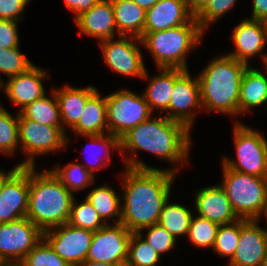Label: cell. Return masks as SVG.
Segmentation results:
<instances>
[{"mask_svg":"<svg viewBox=\"0 0 267 266\" xmlns=\"http://www.w3.org/2000/svg\"><path fill=\"white\" fill-rule=\"evenodd\" d=\"M179 169L175 166L162 170L126 167L121 179L124 203L120 223L132 233L158 223Z\"/></svg>","mask_w":267,"mask_h":266,"instance_id":"obj_1","label":"cell"},{"mask_svg":"<svg viewBox=\"0 0 267 266\" xmlns=\"http://www.w3.org/2000/svg\"><path fill=\"white\" fill-rule=\"evenodd\" d=\"M190 130L182 123L170 120L165 115L147 119L128 130L119 138V152L124 153L123 161L128 168L155 169L136 156L137 150L151 152L160 159L171 163H188L191 148ZM131 151V157L125 152Z\"/></svg>","mask_w":267,"mask_h":266,"instance_id":"obj_2","label":"cell"},{"mask_svg":"<svg viewBox=\"0 0 267 266\" xmlns=\"http://www.w3.org/2000/svg\"><path fill=\"white\" fill-rule=\"evenodd\" d=\"M208 63L197 76L200 84V109L239 115L240 85L249 65L228 55L216 56Z\"/></svg>","mask_w":267,"mask_h":266,"instance_id":"obj_3","label":"cell"},{"mask_svg":"<svg viewBox=\"0 0 267 266\" xmlns=\"http://www.w3.org/2000/svg\"><path fill=\"white\" fill-rule=\"evenodd\" d=\"M72 194L52 173L29 167V200L26 217L42 232L68 222Z\"/></svg>","mask_w":267,"mask_h":266,"instance_id":"obj_4","label":"cell"},{"mask_svg":"<svg viewBox=\"0 0 267 266\" xmlns=\"http://www.w3.org/2000/svg\"><path fill=\"white\" fill-rule=\"evenodd\" d=\"M203 31L195 16L185 25L167 30L143 32L141 44L147 48L161 69L188 70L186 57L198 47Z\"/></svg>","mask_w":267,"mask_h":266,"instance_id":"obj_5","label":"cell"},{"mask_svg":"<svg viewBox=\"0 0 267 266\" xmlns=\"http://www.w3.org/2000/svg\"><path fill=\"white\" fill-rule=\"evenodd\" d=\"M220 184L240 219H258L267 206V178L233 171L224 165Z\"/></svg>","mask_w":267,"mask_h":266,"instance_id":"obj_6","label":"cell"},{"mask_svg":"<svg viewBox=\"0 0 267 266\" xmlns=\"http://www.w3.org/2000/svg\"><path fill=\"white\" fill-rule=\"evenodd\" d=\"M234 145L236 158H223V165L233 171L267 178V140L259 131L235 123Z\"/></svg>","mask_w":267,"mask_h":266,"instance_id":"obj_7","label":"cell"},{"mask_svg":"<svg viewBox=\"0 0 267 266\" xmlns=\"http://www.w3.org/2000/svg\"><path fill=\"white\" fill-rule=\"evenodd\" d=\"M108 133L120 138L150 118L152 111L143 95L121 89L105 96Z\"/></svg>","mask_w":267,"mask_h":266,"instance_id":"obj_8","label":"cell"},{"mask_svg":"<svg viewBox=\"0 0 267 266\" xmlns=\"http://www.w3.org/2000/svg\"><path fill=\"white\" fill-rule=\"evenodd\" d=\"M66 132L63 127L42 125L26 119L19 112L18 133L19 145L21 144L19 147L28 156L18 165L20 167H34V159L37 155L48 154L65 148L69 142Z\"/></svg>","mask_w":267,"mask_h":266,"instance_id":"obj_9","label":"cell"},{"mask_svg":"<svg viewBox=\"0 0 267 266\" xmlns=\"http://www.w3.org/2000/svg\"><path fill=\"white\" fill-rule=\"evenodd\" d=\"M43 239V232L27 217L0 223V263L19 264Z\"/></svg>","mask_w":267,"mask_h":266,"instance_id":"obj_10","label":"cell"},{"mask_svg":"<svg viewBox=\"0 0 267 266\" xmlns=\"http://www.w3.org/2000/svg\"><path fill=\"white\" fill-rule=\"evenodd\" d=\"M113 39L110 38L99 42L104 62L109 68L127 77L136 76L142 79H149L141 50L137 44L142 43L141 39L123 35L118 36L116 41Z\"/></svg>","mask_w":267,"mask_h":266,"instance_id":"obj_11","label":"cell"},{"mask_svg":"<svg viewBox=\"0 0 267 266\" xmlns=\"http://www.w3.org/2000/svg\"><path fill=\"white\" fill-rule=\"evenodd\" d=\"M198 107H201L198 77L192 79L188 70L174 69V88L165 111L166 117L182 123L191 131L195 114L198 113L194 110Z\"/></svg>","mask_w":267,"mask_h":266,"instance_id":"obj_12","label":"cell"},{"mask_svg":"<svg viewBox=\"0 0 267 266\" xmlns=\"http://www.w3.org/2000/svg\"><path fill=\"white\" fill-rule=\"evenodd\" d=\"M94 232L88 229L62 224L43 232V238L70 266L86 261Z\"/></svg>","mask_w":267,"mask_h":266,"instance_id":"obj_13","label":"cell"},{"mask_svg":"<svg viewBox=\"0 0 267 266\" xmlns=\"http://www.w3.org/2000/svg\"><path fill=\"white\" fill-rule=\"evenodd\" d=\"M131 234L121 223L105 224L94 232L86 261L114 264L127 259Z\"/></svg>","mask_w":267,"mask_h":266,"instance_id":"obj_14","label":"cell"},{"mask_svg":"<svg viewBox=\"0 0 267 266\" xmlns=\"http://www.w3.org/2000/svg\"><path fill=\"white\" fill-rule=\"evenodd\" d=\"M29 200V167H19L0 191V223L26 217Z\"/></svg>","mask_w":267,"mask_h":266,"instance_id":"obj_15","label":"cell"},{"mask_svg":"<svg viewBox=\"0 0 267 266\" xmlns=\"http://www.w3.org/2000/svg\"><path fill=\"white\" fill-rule=\"evenodd\" d=\"M258 219H240V238L229 266H262L267 250V230Z\"/></svg>","mask_w":267,"mask_h":266,"instance_id":"obj_16","label":"cell"},{"mask_svg":"<svg viewBox=\"0 0 267 266\" xmlns=\"http://www.w3.org/2000/svg\"><path fill=\"white\" fill-rule=\"evenodd\" d=\"M232 40L236 49L226 55L249 65V58L262 53L260 55L262 61L265 66L267 65V54H263V49L267 44L263 21L243 19L233 29Z\"/></svg>","mask_w":267,"mask_h":266,"instance_id":"obj_17","label":"cell"},{"mask_svg":"<svg viewBox=\"0 0 267 266\" xmlns=\"http://www.w3.org/2000/svg\"><path fill=\"white\" fill-rule=\"evenodd\" d=\"M49 77L45 70L34 65L25 73L10 77L7 82H2L1 90L6 93L11 103L20 106L22 110L28 104L46 95L42 82Z\"/></svg>","mask_w":267,"mask_h":266,"instance_id":"obj_18","label":"cell"},{"mask_svg":"<svg viewBox=\"0 0 267 266\" xmlns=\"http://www.w3.org/2000/svg\"><path fill=\"white\" fill-rule=\"evenodd\" d=\"M74 19L80 35L95 37L99 42L114 38L117 31L111 0H98L93 7Z\"/></svg>","mask_w":267,"mask_h":266,"instance_id":"obj_19","label":"cell"},{"mask_svg":"<svg viewBox=\"0 0 267 266\" xmlns=\"http://www.w3.org/2000/svg\"><path fill=\"white\" fill-rule=\"evenodd\" d=\"M194 205L198 216L219 225L231 224L240 219L232 208L220 183L198 190Z\"/></svg>","mask_w":267,"mask_h":266,"instance_id":"obj_20","label":"cell"},{"mask_svg":"<svg viewBox=\"0 0 267 266\" xmlns=\"http://www.w3.org/2000/svg\"><path fill=\"white\" fill-rule=\"evenodd\" d=\"M193 17L187 0H159L146 10L144 32L167 30L185 25Z\"/></svg>","mask_w":267,"mask_h":266,"instance_id":"obj_21","label":"cell"},{"mask_svg":"<svg viewBox=\"0 0 267 266\" xmlns=\"http://www.w3.org/2000/svg\"><path fill=\"white\" fill-rule=\"evenodd\" d=\"M52 90L58 101L64 131L65 125L72 129L78 123L87 100L97 91L92 85L76 88L68 84L61 89Z\"/></svg>","mask_w":267,"mask_h":266,"instance_id":"obj_22","label":"cell"},{"mask_svg":"<svg viewBox=\"0 0 267 266\" xmlns=\"http://www.w3.org/2000/svg\"><path fill=\"white\" fill-rule=\"evenodd\" d=\"M72 130L77 133L76 136L108 133L106 98H102L98 90L87 100L82 115Z\"/></svg>","mask_w":267,"mask_h":266,"instance_id":"obj_23","label":"cell"},{"mask_svg":"<svg viewBox=\"0 0 267 266\" xmlns=\"http://www.w3.org/2000/svg\"><path fill=\"white\" fill-rule=\"evenodd\" d=\"M267 76L259 69L246 68L240 85L239 115L267 102Z\"/></svg>","mask_w":267,"mask_h":266,"instance_id":"obj_24","label":"cell"},{"mask_svg":"<svg viewBox=\"0 0 267 266\" xmlns=\"http://www.w3.org/2000/svg\"><path fill=\"white\" fill-rule=\"evenodd\" d=\"M118 36L141 38L146 21V10L132 0H111Z\"/></svg>","mask_w":267,"mask_h":266,"instance_id":"obj_25","label":"cell"},{"mask_svg":"<svg viewBox=\"0 0 267 266\" xmlns=\"http://www.w3.org/2000/svg\"><path fill=\"white\" fill-rule=\"evenodd\" d=\"M158 75L153 76L142 94L151 111L156 108L165 112L169 107L174 88V69H159Z\"/></svg>","mask_w":267,"mask_h":266,"instance_id":"obj_26","label":"cell"},{"mask_svg":"<svg viewBox=\"0 0 267 266\" xmlns=\"http://www.w3.org/2000/svg\"><path fill=\"white\" fill-rule=\"evenodd\" d=\"M94 208V210L98 213L99 217L105 224H109V218L114 216H118L117 220L114 218L116 223H120L121 221V201L116 194L115 190L109 185H103L96 188H92V190L87 193L85 198Z\"/></svg>","mask_w":267,"mask_h":266,"instance_id":"obj_27","label":"cell"},{"mask_svg":"<svg viewBox=\"0 0 267 266\" xmlns=\"http://www.w3.org/2000/svg\"><path fill=\"white\" fill-rule=\"evenodd\" d=\"M51 97L46 95L34 102L28 104L19 112L26 118L36 121L42 125H49L54 127H63L58 101L53 90Z\"/></svg>","mask_w":267,"mask_h":266,"instance_id":"obj_28","label":"cell"},{"mask_svg":"<svg viewBox=\"0 0 267 266\" xmlns=\"http://www.w3.org/2000/svg\"><path fill=\"white\" fill-rule=\"evenodd\" d=\"M193 214L190 209L178 203L165 202L158 224L165 228L176 240L180 235H188Z\"/></svg>","mask_w":267,"mask_h":266,"instance_id":"obj_29","label":"cell"},{"mask_svg":"<svg viewBox=\"0 0 267 266\" xmlns=\"http://www.w3.org/2000/svg\"><path fill=\"white\" fill-rule=\"evenodd\" d=\"M52 173L73 194V191L83 190L95 182V175L81 163H69L64 167H54Z\"/></svg>","mask_w":267,"mask_h":266,"instance_id":"obj_30","label":"cell"},{"mask_svg":"<svg viewBox=\"0 0 267 266\" xmlns=\"http://www.w3.org/2000/svg\"><path fill=\"white\" fill-rule=\"evenodd\" d=\"M84 137H88V139H90V144L93 145V147L98 146L100 148L101 146L103 149L102 151L104 152V156H103L102 154L103 152L101 151L102 155L99 152L101 148L99 150L97 149L96 151L93 149L94 153L92 152L90 156L92 157V161H94V163L91 161H88L87 164H83V166L94 175L95 170L99 171L101 168L105 166L108 167V165L110 164L111 155L109 154H110L111 148H114L119 151L120 149L119 138L110 133H106L102 135H84ZM86 149H88V146H86ZM89 152L87 154H89ZM102 156L104 158L103 160H105L104 162L101 160ZM90 162L91 164L88 165Z\"/></svg>","mask_w":267,"mask_h":266,"instance_id":"obj_31","label":"cell"},{"mask_svg":"<svg viewBox=\"0 0 267 266\" xmlns=\"http://www.w3.org/2000/svg\"><path fill=\"white\" fill-rule=\"evenodd\" d=\"M72 226L88 229L93 232L102 228L105 223L101 220L93 206L85 199L82 203L77 204L74 197L68 222Z\"/></svg>","mask_w":267,"mask_h":266,"instance_id":"obj_32","label":"cell"},{"mask_svg":"<svg viewBox=\"0 0 267 266\" xmlns=\"http://www.w3.org/2000/svg\"><path fill=\"white\" fill-rule=\"evenodd\" d=\"M16 114V117H13L0 105V152L7 155H13L19 146V111Z\"/></svg>","mask_w":267,"mask_h":266,"instance_id":"obj_33","label":"cell"},{"mask_svg":"<svg viewBox=\"0 0 267 266\" xmlns=\"http://www.w3.org/2000/svg\"><path fill=\"white\" fill-rule=\"evenodd\" d=\"M143 239L142 233L131 234L127 259L133 266H155L161 256Z\"/></svg>","mask_w":267,"mask_h":266,"instance_id":"obj_34","label":"cell"},{"mask_svg":"<svg viewBox=\"0 0 267 266\" xmlns=\"http://www.w3.org/2000/svg\"><path fill=\"white\" fill-rule=\"evenodd\" d=\"M219 226V224L206 218L200 216L192 217L187 235L188 239L198 248H213Z\"/></svg>","mask_w":267,"mask_h":266,"instance_id":"obj_35","label":"cell"},{"mask_svg":"<svg viewBox=\"0 0 267 266\" xmlns=\"http://www.w3.org/2000/svg\"><path fill=\"white\" fill-rule=\"evenodd\" d=\"M239 238L240 219L231 224L220 225L212 249L221 257L228 256L231 260L237 250Z\"/></svg>","mask_w":267,"mask_h":266,"instance_id":"obj_36","label":"cell"},{"mask_svg":"<svg viewBox=\"0 0 267 266\" xmlns=\"http://www.w3.org/2000/svg\"><path fill=\"white\" fill-rule=\"evenodd\" d=\"M34 64L20 51V47L0 48V74L10 78L28 71ZM0 78V83H2Z\"/></svg>","mask_w":267,"mask_h":266,"instance_id":"obj_37","label":"cell"},{"mask_svg":"<svg viewBox=\"0 0 267 266\" xmlns=\"http://www.w3.org/2000/svg\"><path fill=\"white\" fill-rule=\"evenodd\" d=\"M19 266H70L43 238L18 264Z\"/></svg>","mask_w":267,"mask_h":266,"instance_id":"obj_38","label":"cell"},{"mask_svg":"<svg viewBox=\"0 0 267 266\" xmlns=\"http://www.w3.org/2000/svg\"><path fill=\"white\" fill-rule=\"evenodd\" d=\"M237 0H210L208 4L195 16L201 29L206 30L210 24L216 22L231 8L235 6Z\"/></svg>","mask_w":267,"mask_h":266,"instance_id":"obj_39","label":"cell"},{"mask_svg":"<svg viewBox=\"0 0 267 266\" xmlns=\"http://www.w3.org/2000/svg\"><path fill=\"white\" fill-rule=\"evenodd\" d=\"M144 229L148 230L144 240L150 244L160 256L175 247L176 239L160 224L156 223L152 226L143 228L138 233H143Z\"/></svg>","mask_w":267,"mask_h":266,"instance_id":"obj_40","label":"cell"},{"mask_svg":"<svg viewBox=\"0 0 267 266\" xmlns=\"http://www.w3.org/2000/svg\"><path fill=\"white\" fill-rule=\"evenodd\" d=\"M17 22L0 19V48L19 47Z\"/></svg>","mask_w":267,"mask_h":266,"instance_id":"obj_41","label":"cell"},{"mask_svg":"<svg viewBox=\"0 0 267 266\" xmlns=\"http://www.w3.org/2000/svg\"><path fill=\"white\" fill-rule=\"evenodd\" d=\"M30 0H0V19L20 21L23 17L21 13L26 8Z\"/></svg>","mask_w":267,"mask_h":266,"instance_id":"obj_42","label":"cell"},{"mask_svg":"<svg viewBox=\"0 0 267 266\" xmlns=\"http://www.w3.org/2000/svg\"><path fill=\"white\" fill-rule=\"evenodd\" d=\"M98 0H64L66 7L74 12L76 17L93 7Z\"/></svg>","mask_w":267,"mask_h":266,"instance_id":"obj_43","label":"cell"},{"mask_svg":"<svg viewBox=\"0 0 267 266\" xmlns=\"http://www.w3.org/2000/svg\"><path fill=\"white\" fill-rule=\"evenodd\" d=\"M250 19L264 21L267 19V0H253Z\"/></svg>","mask_w":267,"mask_h":266,"instance_id":"obj_44","label":"cell"},{"mask_svg":"<svg viewBox=\"0 0 267 266\" xmlns=\"http://www.w3.org/2000/svg\"><path fill=\"white\" fill-rule=\"evenodd\" d=\"M190 12L196 16L210 0H187Z\"/></svg>","mask_w":267,"mask_h":266,"instance_id":"obj_45","label":"cell"},{"mask_svg":"<svg viewBox=\"0 0 267 266\" xmlns=\"http://www.w3.org/2000/svg\"><path fill=\"white\" fill-rule=\"evenodd\" d=\"M20 166L17 165L15 166L14 168H12L11 170L9 171H3L0 169V191H1V188L4 184V182L19 168Z\"/></svg>","mask_w":267,"mask_h":266,"instance_id":"obj_46","label":"cell"},{"mask_svg":"<svg viewBox=\"0 0 267 266\" xmlns=\"http://www.w3.org/2000/svg\"><path fill=\"white\" fill-rule=\"evenodd\" d=\"M138 6L142 7L145 10L150 9L153 5H155L159 0H132Z\"/></svg>","mask_w":267,"mask_h":266,"instance_id":"obj_47","label":"cell"},{"mask_svg":"<svg viewBox=\"0 0 267 266\" xmlns=\"http://www.w3.org/2000/svg\"><path fill=\"white\" fill-rule=\"evenodd\" d=\"M79 266H114V264L106 262H97V261H85L81 263Z\"/></svg>","mask_w":267,"mask_h":266,"instance_id":"obj_48","label":"cell"},{"mask_svg":"<svg viewBox=\"0 0 267 266\" xmlns=\"http://www.w3.org/2000/svg\"><path fill=\"white\" fill-rule=\"evenodd\" d=\"M114 266H133V264L128 259H125L114 263Z\"/></svg>","mask_w":267,"mask_h":266,"instance_id":"obj_49","label":"cell"},{"mask_svg":"<svg viewBox=\"0 0 267 266\" xmlns=\"http://www.w3.org/2000/svg\"><path fill=\"white\" fill-rule=\"evenodd\" d=\"M263 25L265 28V36H266V43H267V19L263 21Z\"/></svg>","mask_w":267,"mask_h":266,"instance_id":"obj_50","label":"cell"},{"mask_svg":"<svg viewBox=\"0 0 267 266\" xmlns=\"http://www.w3.org/2000/svg\"><path fill=\"white\" fill-rule=\"evenodd\" d=\"M262 266H267V250H266V256H265Z\"/></svg>","mask_w":267,"mask_h":266,"instance_id":"obj_51","label":"cell"},{"mask_svg":"<svg viewBox=\"0 0 267 266\" xmlns=\"http://www.w3.org/2000/svg\"><path fill=\"white\" fill-rule=\"evenodd\" d=\"M265 217H266V219H267V206H266V209H265V212H264V214H263Z\"/></svg>","mask_w":267,"mask_h":266,"instance_id":"obj_52","label":"cell"},{"mask_svg":"<svg viewBox=\"0 0 267 266\" xmlns=\"http://www.w3.org/2000/svg\"><path fill=\"white\" fill-rule=\"evenodd\" d=\"M1 266H19V265L16 264V265H1Z\"/></svg>","mask_w":267,"mask_h":266,"instance_id":"obj_53","label":"cell"}]
</instances>
